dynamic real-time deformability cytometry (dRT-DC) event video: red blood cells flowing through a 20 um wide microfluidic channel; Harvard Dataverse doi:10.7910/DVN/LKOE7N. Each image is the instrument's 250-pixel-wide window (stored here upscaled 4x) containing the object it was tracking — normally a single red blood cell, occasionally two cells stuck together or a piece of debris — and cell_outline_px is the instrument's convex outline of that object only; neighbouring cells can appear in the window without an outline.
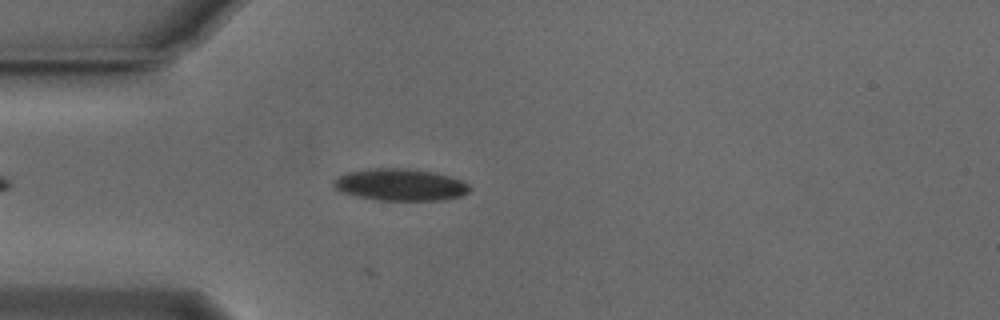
{"species": "Egyptian fruit bat (a non-hibernating species)", "species_latin": "Rousettus aegyptiacus", "temperature_condition": "cold", "stored_images_in_passage": 36, "camera_frame_rate_fps": 3000, "um_per_image_px": 0.085, "animal": {"sex": "male"}, "frame": {"image": 1, "passage_image": 7, "time_ms": 2.0, "image_size_px": [1000, 320], "cell_outline_px": [[472, 188], [468, 192], [460, 196], [444, 200], [376, 200], [356, 196], [340, 192], [332, 184], [332, 180], [348, 172], [368, 168], [408, 168], [436, 172], [460, 180], [468, 184]], "centroid_in_image_um": [34.01, 15.7], "position_along_channel_um": 51.0, "area_um2": 25.49}}
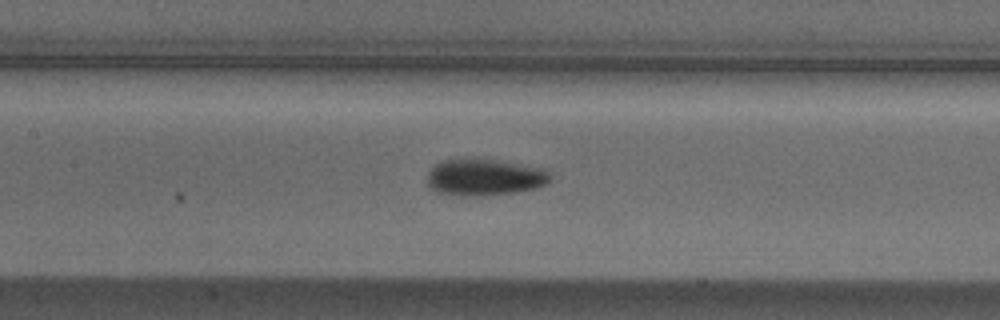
{"frame": {"image": 2, "passage_image": 17, "time_ms": 5.333, "image_size_px": [1000, 320], "cell_outline_px": [[552, 180], [548, 184], [536, 188], [516, 192], [480, 196], [464, 196], [436, 192], [428, 184], [428, 172], [440, 160], [476, 156], [544, 168], [552, 176]], "centroid_in_image_um": [41.21, 15.03], "position_along_channel_um": 166.2, "area_um2": 27.05}}
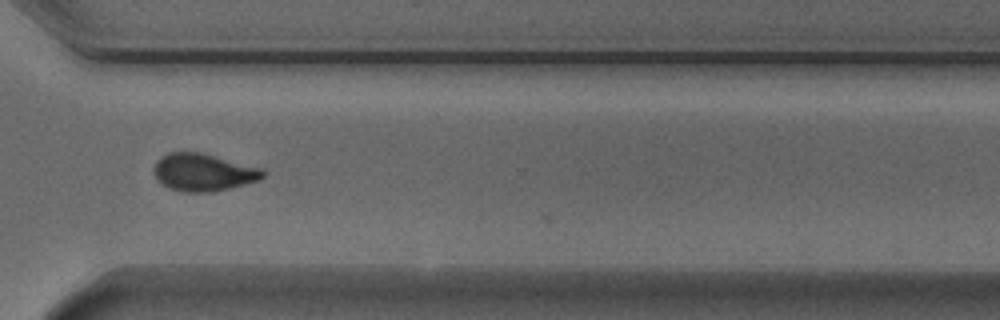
{"frame": {"image": 3, "passage_image": 32, "time_ms": 10.333, "image_size_px": [1000, 320], "cell_outline_px": [[268, 172], [260, 180], [212, 192], [184, 192], [168, 188], [152, 172], [152, 168], [156, 160], [160, 156], [168, 152], [200, 152], [264, 168]], "centroid_in_image_um": [17.3, 14.63], "position_along_channel_um": 353.3, "area_um2": 24.04}, "authors_computed_cell_mechanics": {"area_um2": 24.7962, "velocity_mm_per_s": 3.7413, "shape_relaxation_time_tau1_ms": 2.6065, "shape_relaxation_time_tau2_ms": 2.657, "deformation_change_tau1": 0.1238, "deformation_change_tau2": 0.0665}}